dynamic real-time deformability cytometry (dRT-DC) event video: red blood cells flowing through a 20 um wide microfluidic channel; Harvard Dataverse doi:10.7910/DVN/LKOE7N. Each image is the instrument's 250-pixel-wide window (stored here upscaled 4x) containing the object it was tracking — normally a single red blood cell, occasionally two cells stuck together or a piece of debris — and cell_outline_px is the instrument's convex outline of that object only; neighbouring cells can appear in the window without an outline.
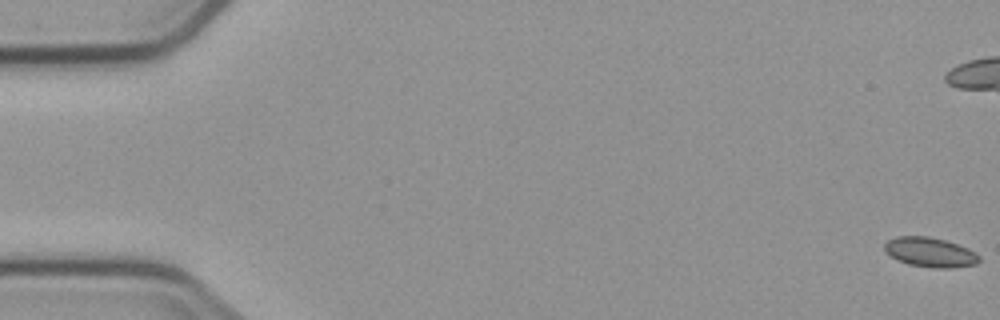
{"species": "common noctule bat (a hibernating species)", "species_latin": "Nyctalus noctula", "temperature_condition": "cold", "stored_images_in_passage": 5, "segment_of_instrument_passage": [2, 2], "camera_frame_rate_fps": 3000, "um_per_image_px": 0.085, "animal": {"sex": "male", "body_mass_g": 23.1, "forearm_length_mm": 52.7}, "frame": {"image": 1, "passage_image": 5, "time_ms": 5.667, "image_size_px": [1000, 320], "cell_outline_px": [[980, 260], [976, 264], [952, 268], [932, 268], [908, 264], [896, 260], [884, 252], [884, 244], [888, 240], [896, 236], [928, 236], [944, 240], [968, 248], [976, 252], [980, 256]], "centroid_in_image_um": [79.04, 21.45], "position_along_channel_um": 6.0, "area_um2": 16.53}}